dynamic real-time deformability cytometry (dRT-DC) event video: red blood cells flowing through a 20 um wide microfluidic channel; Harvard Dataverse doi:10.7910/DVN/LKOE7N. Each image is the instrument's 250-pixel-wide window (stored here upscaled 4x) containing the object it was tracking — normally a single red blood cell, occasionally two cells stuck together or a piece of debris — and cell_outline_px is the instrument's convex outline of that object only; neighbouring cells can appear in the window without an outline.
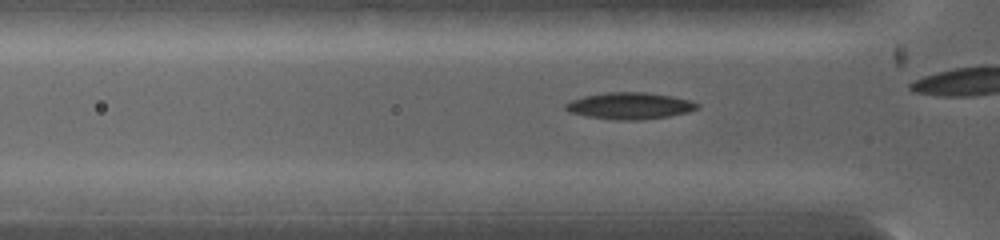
{"species": "common noctule bat (a hibernating species)", "species_latin": "Nyctalus noctula", "temperature_condition": "warm", "stored_images_in_passage": 11, "camera_frame_rate_fps": 5000, "um_per_image_px": 0.085, "animal": {"sex": "female", "body_mass_g": 19.0, "forearm_length_mm": 53.3}, "frame": {"image": 1, "passage_image": 5, "time_ms": 1.6, "image_size_px": [1000, 240], "cell_outline_px": [[700, 108], [688, 112], [668, 116], [640, 120], [616, 120], [588, 116], [568, 112], [564, 108], [564, 104], [568, 100], [584, 96], [604, 92], [648, 92], [672, 96], [692, 100], [700, 104]], "centroid_in_image_um": [53.53, 8.98], "position_along_channel_um": 72.3, "area_um2": 20.75}}
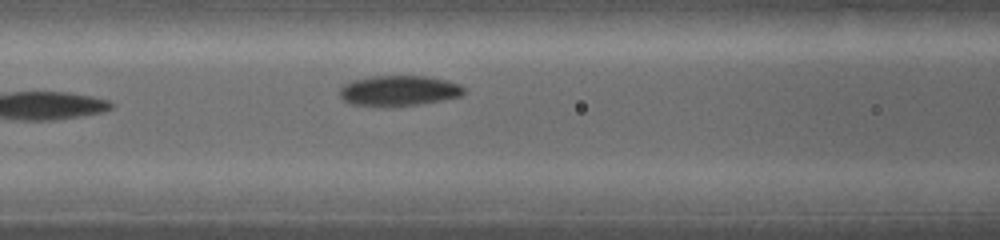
{"frame": {"image": 2, "passage_image": 11, "time_ms": 3.2, "image_size_px": [1000, 240], "cell_outline_px": [[464, 92], [460, 96], [420, 104], [352, 104], [344, 100], [340, 96], [340, 88], [344, 84], [352, 80], [372, 76], [424, 76], [444, 80], [460, 84], [464, 88]], "centroid_in_image_um": [33.9, 7.67], "position_along_channel_um": 132.7, "area_um2": 21.15}}